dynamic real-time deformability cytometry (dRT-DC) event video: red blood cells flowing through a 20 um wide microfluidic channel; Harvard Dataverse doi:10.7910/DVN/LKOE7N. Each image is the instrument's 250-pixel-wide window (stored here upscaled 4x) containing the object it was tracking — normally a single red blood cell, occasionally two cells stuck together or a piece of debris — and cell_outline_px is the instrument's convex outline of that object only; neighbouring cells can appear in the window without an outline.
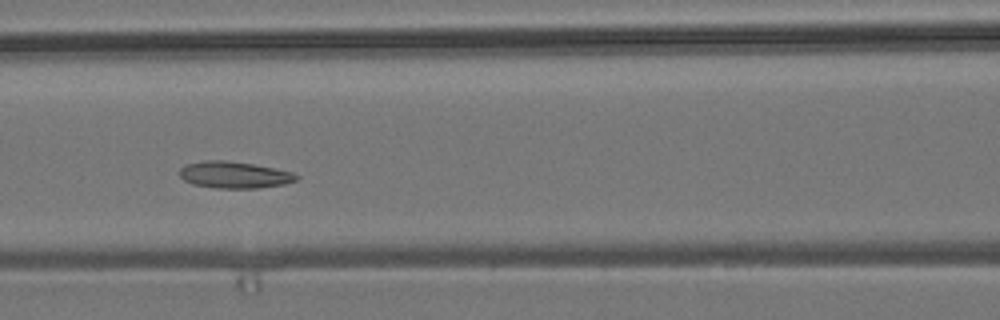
{"species": "common noctule bat (a hibernating species)", "species_latin": "Nyctalus noctula", "temperature_condition": "room temperature", "stored_images_in_passage": 7, "camera_frame_rate_fps": 3000, "um_per_image_px": 0.085, "animal": {"sex": "male", "body_mass_g": 19.2, "forearm_length_mm": 51.8}, "frame": {"image": 1, "passage_image": 5, "time_ms": 1.333, "image_size_px": [1000, 320], "cell_outline_px": [[300, 176], [296, 180], [284, 184], [260, 188], [216, 188], [192, 184], [184, 180], [180, 176], [180, 168], [184, 164], [204, 160], [224, 160], [252, 164], [292, 172]], "centroid_in_image_um": [19.88, 14.86], "position_along_channel_um": 146.7, "area_um2": 18.15}}
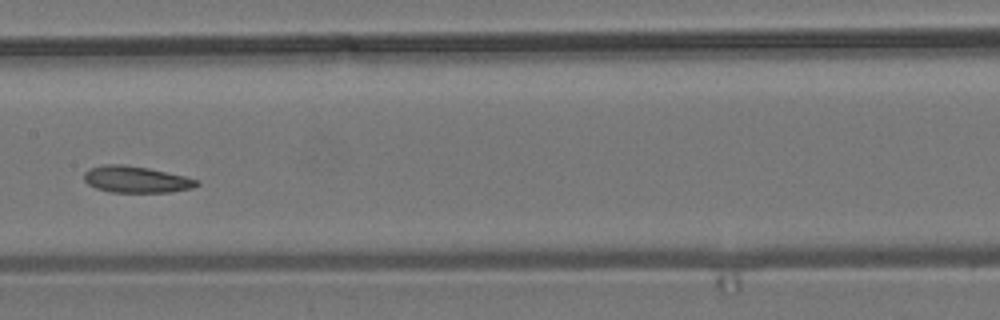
{"frame": {"image": 2, "passage_image": 6, "time_ms": 1.667, "image_size_px": [1000, 320], "cell_outline_px": [[200, 184], [192, 188], [172, 192], [112, 192], [96, 188], [88, 184], [84, 180], [84, 172], [88, 168], [104, 164], [124, 164], [148, 168], [184, 176], [200, 180]], "centroid_in_image_um": [11.56, 15.25], "position_along_channel_um": 195.8, "area_um2": 17.51}}
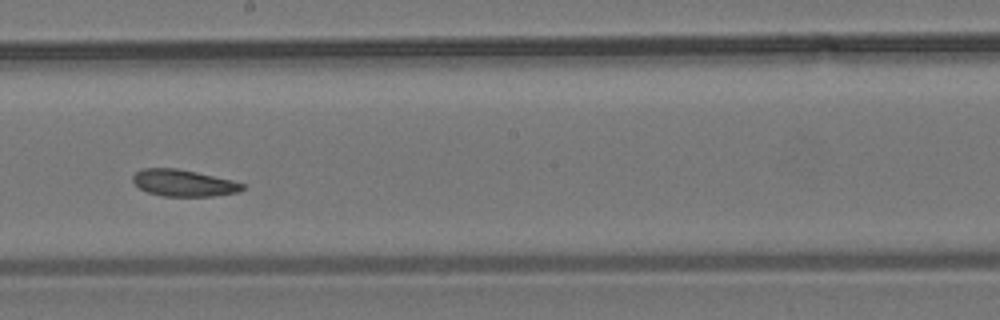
{"frame": {"image": 3, "passage_image": 7, "time_ms": 2.0, "image_size_px": [1000, 320], "cell_outline_px": [[244, 188], [236, 192], [212, 196], [164, 196], [148, 192], [140, 188], [132, 180], [132, 176], [140, 168], [176, 168], [196, 172], [232, 180], [244, 184]], "centroid_in_image_um": [15.57, 15.54], "position_along_channel_um": 232.6, "area_um2": 16.88}}